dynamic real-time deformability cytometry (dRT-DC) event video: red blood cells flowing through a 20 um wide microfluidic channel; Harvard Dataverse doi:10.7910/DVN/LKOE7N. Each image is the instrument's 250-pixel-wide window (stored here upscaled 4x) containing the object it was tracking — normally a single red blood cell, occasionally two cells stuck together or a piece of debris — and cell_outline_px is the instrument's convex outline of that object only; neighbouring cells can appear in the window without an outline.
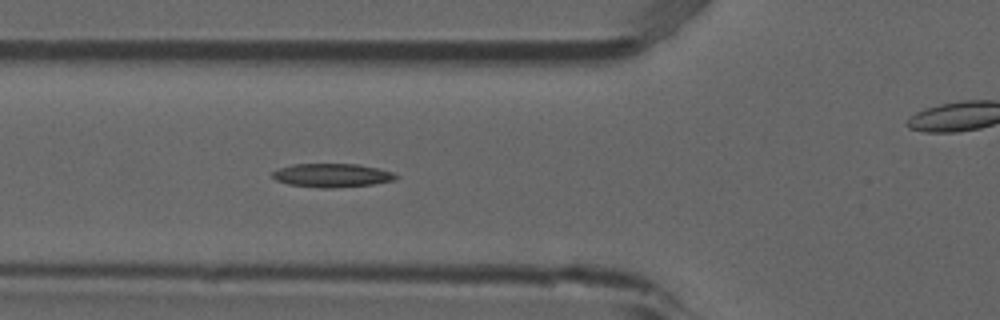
{"species": "common noctule bat (a hibernating species)", "species_latin": "Nyctalus noctula", "temperature_condition": "room temperature", "stored_images_in_passage": 6, "segment_of_instrument_passage": [1, 2], "camera_frame_rate_fps": 3000, "um_per_image_px": 0.085, "animal": {"sex": "male", "forearm_length_mm": 52.5}, "frame": {"image": 1, "passage_image": 5, "time_ms": 1.333, "image_size_px": [1000, 320], "cell_outline_px": [[400, 176], [396, 180], [372, 184], [332, 188], [320, 188], [288, 184], [276, 180], [272, 176], [272, 172], [276, 168], [292, 164], [360, 164], [380, 168], [392, 172]], "centroid_in_image_um": [28.23, 14.89], "position_along_channel_um": 97.6, "area_um2": 17.22}}